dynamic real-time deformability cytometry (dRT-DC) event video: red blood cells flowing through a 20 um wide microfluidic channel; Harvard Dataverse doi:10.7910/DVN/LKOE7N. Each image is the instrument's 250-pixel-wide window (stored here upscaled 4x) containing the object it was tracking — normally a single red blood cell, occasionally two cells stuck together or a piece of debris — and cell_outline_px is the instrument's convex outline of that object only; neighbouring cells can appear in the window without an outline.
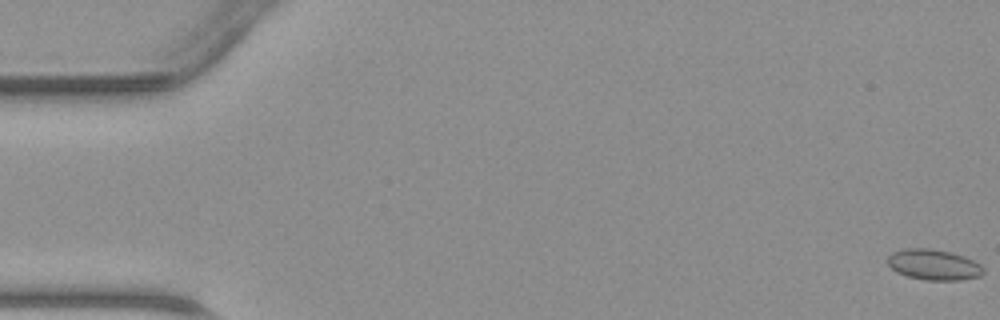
{"species": "common noctule bat (a hibernating species)", "species_latin": "Nyctalus noctula", "temperature_condition": "warm", "stored_images_in_passage": 47, "camera_frame_rate_fps": 3000, "um_per_image_px": 0.085, "animal": {"sex": "male", "body_mass_g": 23.1, "forearm_length_mm": 52.7}, "frame": {"image": 1, "passage_image": 1, "time_ms": 0.0, "image_size_px": [1000, 320], "cell_outline_px": [[984, 272], [980, 276], [960, 280], [924, 280], [908, 276], [896, 272], [888, 264], [888, 256], [892, 252], [904, 248], [932, 248], [952, 252], [964, 256], [980, 264], [984, 268]], "centroid_in_image_um": [79.37, 22.49], "position_along_channel_um": 5.6, "area_um2": 17.22}}
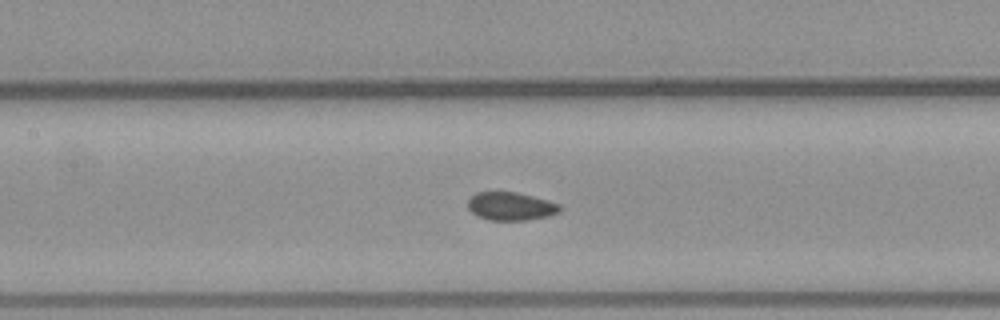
{"frame": {"image": 2, "passage_image": 22, "time_ms": 7.0, "image_size_px": [1000, 320], "cell_outline_px": [[560, 212], [548, 216], [528, 220], [488, 220], [476, 216], [468, 208], [468, 200], [476, 192], [516, 192], [548, 200], [560, 204]], "centroid_in_image_um": [43.41, 17.54], "position_along_channel_um": 164.0, "area_um2": 15.14}}
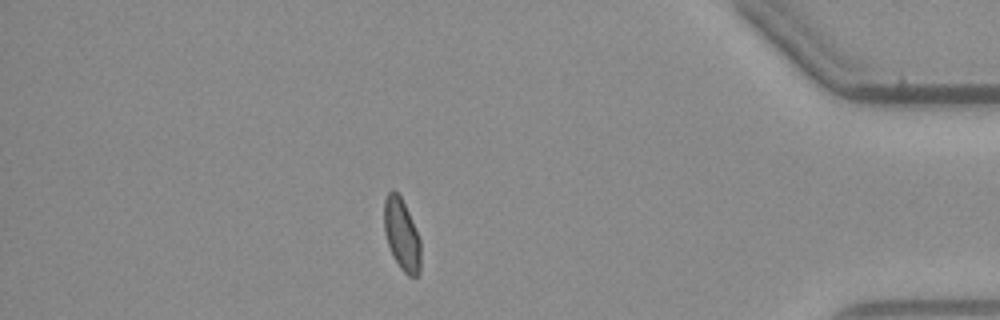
{"frame": {"image": 3, "passage_image": 41, "time_ms": 13.333, "image_size_px": [1000, 320], "cell_outline_px": [[420, 272], [416, 276], [408, 276], [400, 268], [392, 256], [384, 232], [384, 200], [388, 192], [392, 188], [400, 196], [408, 212], [420, 240]], "centroid_in_image_um": [34.13, 19.95], "position_along_channel_um": 401.1, "area_um2": 15.2}}